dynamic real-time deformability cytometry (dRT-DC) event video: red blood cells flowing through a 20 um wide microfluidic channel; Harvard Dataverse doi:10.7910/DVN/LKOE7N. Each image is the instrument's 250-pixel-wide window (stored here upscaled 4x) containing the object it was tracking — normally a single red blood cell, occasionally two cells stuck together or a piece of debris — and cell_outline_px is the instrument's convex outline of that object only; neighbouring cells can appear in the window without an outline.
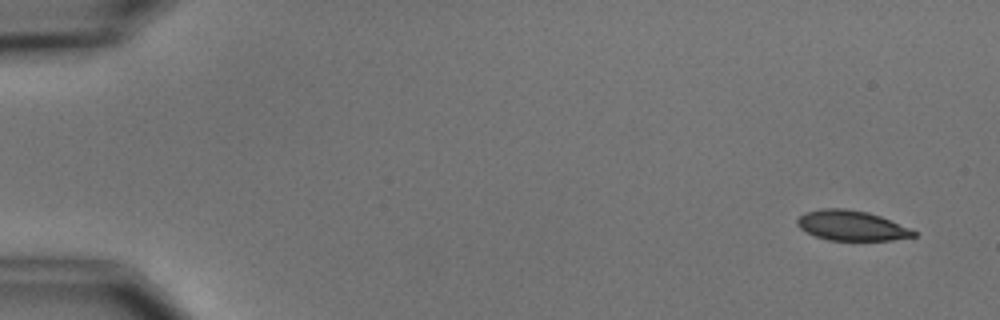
{"species": "common noctule bat (a hibernating species)", "species_latin": "Nyctalus noctula", "temperature_condition": "cold", "stored_images_in_passage": 5, "camera_frame_rate_fps": 3000, "um_per_image_px": 0.085, "animal": {"sex": "male", "body_mass_g": 15.6}, "frame": {"image": 1, "passage_image": 1, "time_ms": 0.0, "image_size_px": [1000, 320], "cell_outline_px": [[916, 236], [892, 240], [828, 240], [816, 236], [800, 228], [796, 224], [796, 220], [804, 212], [824, 208], [844, 208], [868, 212], [880, 216], [908, 228], [916, 232]], "centroid_in_image_um": [72.34, 19.17], "position_along_channel_um": 12.7, "area_um2": 20.17}}
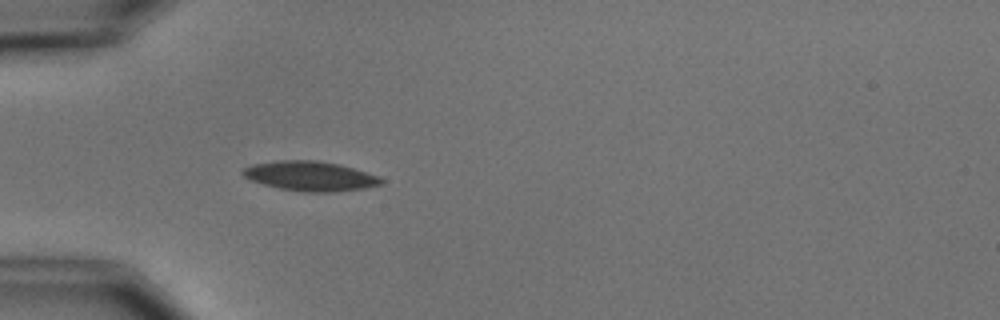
{"frame": {"image": 2, "passage_image": 5, "time_ms": 4.667, "image_size_px": [1000, 320], "cell_outline_px": [[384, 184], [364, 188], [332, 192], [304, 192], [280, 188], [264, 184], [252, 180], [244, 176], [240, 172], [244, 168], [252, 164], [276, 160], [316, 160], [340, 164], [376, 176], [384, 180]], "centroid_in_image_um": [26.35, 14.96], "position_along_channel_um": 58.7, "area_um2": 23.76}}